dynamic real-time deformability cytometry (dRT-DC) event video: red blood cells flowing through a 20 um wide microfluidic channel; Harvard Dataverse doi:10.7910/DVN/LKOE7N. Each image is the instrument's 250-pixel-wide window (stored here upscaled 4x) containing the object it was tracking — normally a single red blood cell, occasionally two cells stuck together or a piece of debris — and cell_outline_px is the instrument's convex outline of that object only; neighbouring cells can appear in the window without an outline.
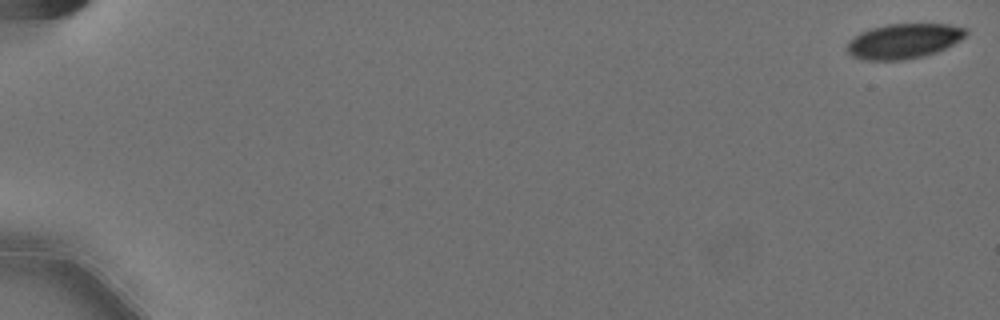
{"species": "Egyptian fruit bat (a non-hibernating species)", "species_latin": "Rousettus aegyptiacus", "temperature_condition": "cold", "stored_images_in_passage": 24, "camera_frame_rate_fps": 3000, "um_per_image_px": 0.085, "animal": {"sex": "female"}, "frame": {"image": 1, "passage_image": 1, "time_ms": 0.0, "image_size_px": [1000, 320], "cell_outline_px": [[968, 32], [960, 40], [936, 52], [924, 56], [900, 60], [864, 60], [852, 56], [848, 52], [848, 44], [856, 36], [872, 28], [888, 24], [948, 24], [968, 28]], "centroid_in_image_um": [76.86, 3.49], "position_along_channel_um": 8.1, "area_um2": 23.81}}
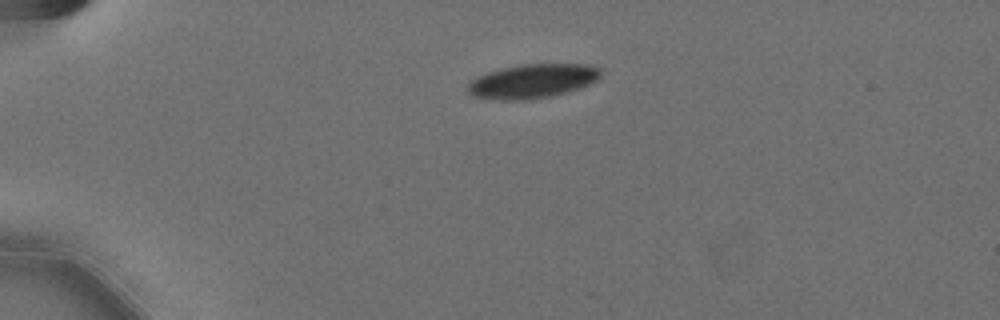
{"frame": {"image": 2, "passage_image": 15, "time_ms": 4.667, "image_size_px": [1000, 320], "cell_outline_px": [[600, 76], [596, 80], [580, 88], [568, 92], [552, 96], [528, 100], [492, 100], [472, 96], [468, 92], [468, 84], [476, 76], [488, 72], [504, 68], [524, 64], [584, 64], [600, 68]], "centroid_in_image_um": [45.23, 6.91], "position_along_channel_um": 39.8, "area_um2": 26.47}}